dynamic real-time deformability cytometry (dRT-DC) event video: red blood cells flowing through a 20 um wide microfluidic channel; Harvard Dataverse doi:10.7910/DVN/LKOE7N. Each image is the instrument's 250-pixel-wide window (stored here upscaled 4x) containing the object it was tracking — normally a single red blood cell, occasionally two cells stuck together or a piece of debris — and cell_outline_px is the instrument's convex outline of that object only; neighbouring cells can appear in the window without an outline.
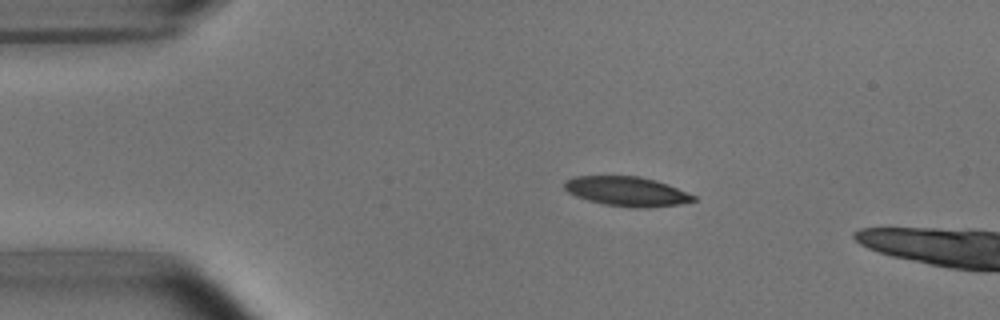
{"species": "common noctule bat (a hibernating species)", "species_latin": "Nyctalus noctula", "temperature_condition": "room temperature", "stored_images_in_passage": 12, "camera_frame_rate_fps": 3000, "um_per_image_px": 0.085, "animal": {"sex": "male", "body_mass_g": 15.6}, "frame": {"image": 1, "passage_image": 9, "time_ms": 2.667, "image_size_px": [1000, 320], "cell_outline_px": [[696, 200], [680, 204], [648, 208], [632, 208], [604, 204], [588, 200], [576, 196], [568, 192], [564, 188], [564, 180], [576, 176], [640, 176], [656, 180], [668, 184], [696, 196]], "centroid_in_image_um": [53.28, 16.27], "position_along_channel_um": 31.7, "area_um2": 22.31}}